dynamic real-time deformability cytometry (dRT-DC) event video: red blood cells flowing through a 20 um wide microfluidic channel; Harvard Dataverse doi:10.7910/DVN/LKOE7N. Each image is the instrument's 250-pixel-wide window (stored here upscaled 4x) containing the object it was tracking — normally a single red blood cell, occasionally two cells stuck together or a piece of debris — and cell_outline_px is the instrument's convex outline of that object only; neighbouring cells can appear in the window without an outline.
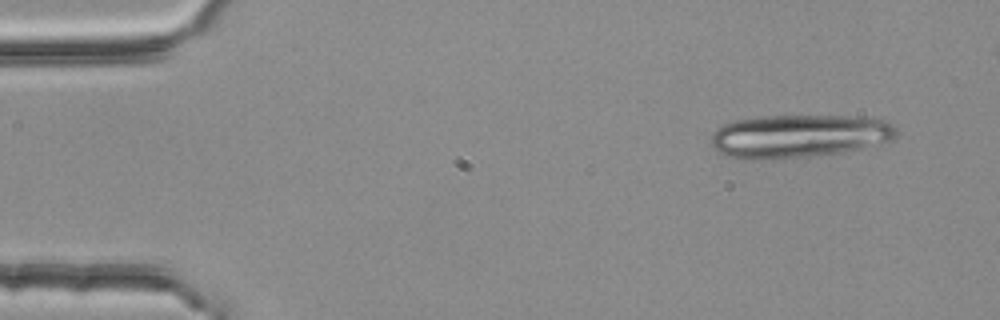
{"species": "common noctule bat (a hibernating species)", "species_latin": "Nyctalus noctula", "temperature_condition": "room temperature", "stored_images_in_passage": 5, "segment_of_instrument_passage": [1, 2], "camera_frame_rate_fps": 3000, "um_per_image_px": 0.085, "animal": {"sex": "female", "body_mass_g": 25.1}, "frame": {"image": 1, "passage_image": 1, "time_ms": 0.0, "image_size_px": [1000, 320], "cell_outline_px": [[896, 136], [888, 140], [860, 148], [840, 152], [804, 156], [764, 160], [740, 160], [728, 156], [712, 148], [712, 132], [716, 128], [724, 124], [736, 120], [768, 116], [848, 116], [888, 120], [896, 128]], "centroid_in_image_um": [67.84, 11.57], "position_along_channel_um": 17.2, "area_um2": 46.3}}